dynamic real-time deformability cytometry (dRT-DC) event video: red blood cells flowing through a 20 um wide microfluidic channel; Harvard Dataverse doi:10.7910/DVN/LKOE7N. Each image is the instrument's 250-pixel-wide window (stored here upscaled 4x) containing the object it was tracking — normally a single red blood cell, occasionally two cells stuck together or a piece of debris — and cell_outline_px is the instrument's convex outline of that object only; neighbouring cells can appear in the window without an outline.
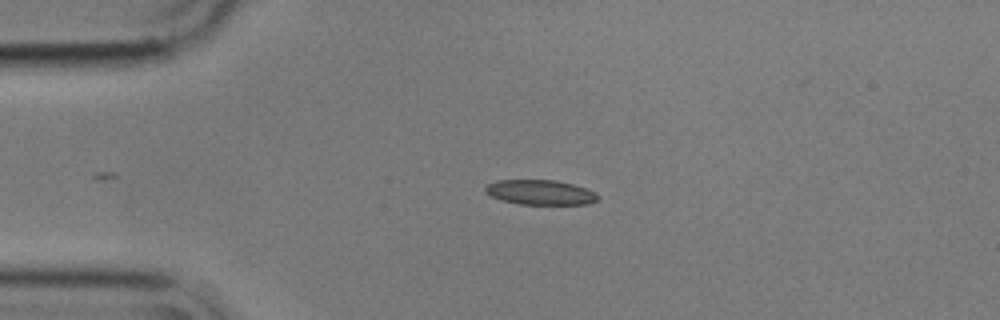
{"species": "common noctule bat (a hibernating species)", "species_latin": "Nyctalus noctula", "temperature_condition": "cold", "stored_images_in_passage": 5, "camera_frame_rate_fps": 3000, "um_per_image_px": 0.085, "animal": {"sex": "male", "body_mass_g": 17.9}, "frame": {"image": 1, "passage_image": 5, "time_ms": 1.333, "image_size_px": [1000, 320], "cell_outline_px": [[600, 200], [588, 204], [520, 204], [500, 200], [484, 192], [484, 188], [488, 184], [496, 180], [556, 180], [572, 184], [596, 192], [600, 196]], "centroid_in_image_um": [45.94, 16.35], "position_along_channel_um": 39.1, "area_um2": 16.42}}